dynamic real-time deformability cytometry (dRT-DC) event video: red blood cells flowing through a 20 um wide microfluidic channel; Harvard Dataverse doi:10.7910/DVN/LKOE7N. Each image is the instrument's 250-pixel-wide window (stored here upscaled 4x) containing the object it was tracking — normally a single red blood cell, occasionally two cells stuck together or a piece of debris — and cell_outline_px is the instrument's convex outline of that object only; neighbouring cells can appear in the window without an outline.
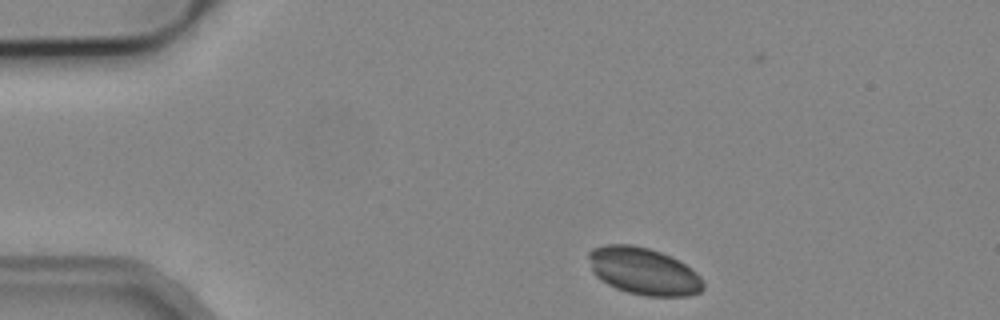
{"species": "common noctule bat (a hibernating species)", "species_latin": "Nyctalus noctula", "temperature_condition": "cold", "stored_images_in_passage": 7, "camera_frame_rate_fps": 3000, "um_per_image_px": 0.085, "animal": {"sex": "male", "body_mass_g": 19.2, "forearm_length_mm": 51.8}, "frame": {"image": 1, "passage_image": 2, "time_ms": 1.0, "image_size_px": [1000, 320], "cell_outline_px": [[704, 288], [700, 292], [688, 296], [644, 296], [628, 292], [616, 288], [600, 280], [592, 272], [588, 256], [588, 252], [592, 248], [604, 244], [632, 244], [648, 248], [660, 252], [684, 264], [696, 272], [704, 280]], "centroid_in_image_um": [54.68, 23.05], "position_along_channel_um": 30.3, "area_um2": 31.56}}